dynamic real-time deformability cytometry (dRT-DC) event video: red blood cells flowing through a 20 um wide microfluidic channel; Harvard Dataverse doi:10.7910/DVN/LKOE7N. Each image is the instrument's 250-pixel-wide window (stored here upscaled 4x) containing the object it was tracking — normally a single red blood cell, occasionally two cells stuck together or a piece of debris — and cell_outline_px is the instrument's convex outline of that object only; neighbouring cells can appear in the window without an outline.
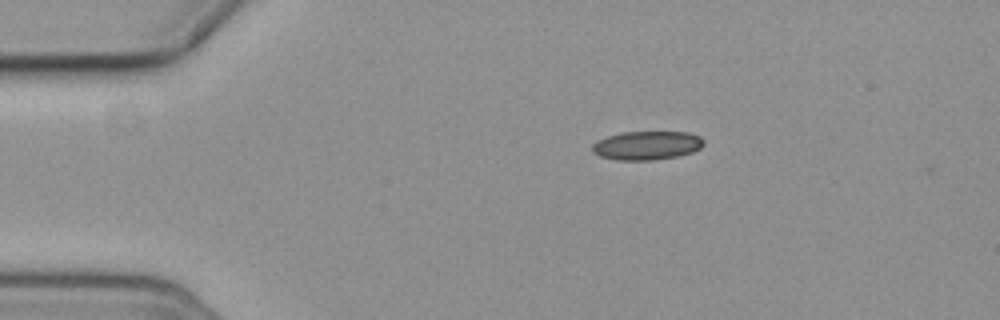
{"species": "common noctule bat (a hibernating species)", "species_latin": "Nyctalus noctula", "temperature_condition": "cold", "stored_images_in_passage": 2, "camera_frame_rate_fps": 3000, "um_per_image_px": 0.085, "animal": {"sex": "female", "body_mass_g": 19.3, "forearm_length_mm": 54.1}, "frame": {"image": 1, "passage_image": 2, "time_ms": 1.333, "image_size_px": [1000, 320], "cell_outline_px": [[704, 144], [700, 148], [692, 152], [676, 156], [652, 160], [616, 160], [600, 156], [592, 152], [592, 144], [596, 140], [608, 136], [624, 132], [688, 132], [700, 136], [704, 140]], "centroid_in_image_um": [54.97, 12.36], "position_along_channel_um": 30.0, "area_um2": 18.67}}